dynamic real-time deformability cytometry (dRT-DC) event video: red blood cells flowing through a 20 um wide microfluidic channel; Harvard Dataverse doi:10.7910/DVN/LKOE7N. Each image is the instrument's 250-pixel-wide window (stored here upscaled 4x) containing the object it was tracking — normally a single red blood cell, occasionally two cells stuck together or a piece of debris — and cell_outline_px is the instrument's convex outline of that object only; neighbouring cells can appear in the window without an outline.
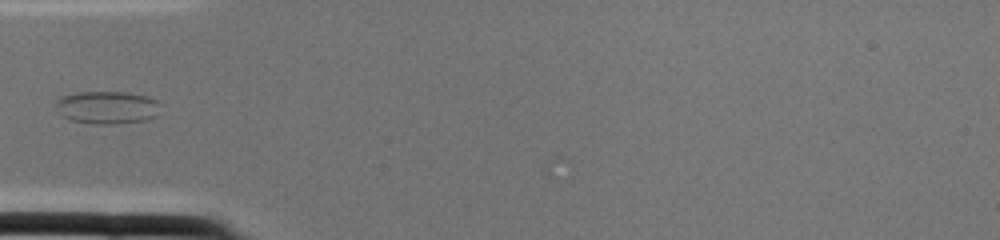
{"species": "common noctule bat (a hibernating species)", "species_latin": "Nyctalus noctula", "temperature_condition": "cold", "stored_images_in_passage": 2, "camera_frame_rate_fps": 3000, "um_per_image_px": 0.085, "animal": {"sex": "female", "body_mass_g": 22.0, "forearm_length_mm": 56.7}, "frame": {"image": 1, "passage_image": 2, "time_ms": 0.333, "image_size_px": [1000, 240], "cell_outline_px": [[160, 104], [156, 116], [144, 120], [116, 124], [92, 124], [68, 120], [60, 116], [56, 104], [56, 100], [60, 96], [76, 92], [124, 92], [148, 96], [156, 100]], "centroid_in_image_um": [9.06, 9.13], "position_along_channel_um": 75.9, "area_um2": 20.23}}